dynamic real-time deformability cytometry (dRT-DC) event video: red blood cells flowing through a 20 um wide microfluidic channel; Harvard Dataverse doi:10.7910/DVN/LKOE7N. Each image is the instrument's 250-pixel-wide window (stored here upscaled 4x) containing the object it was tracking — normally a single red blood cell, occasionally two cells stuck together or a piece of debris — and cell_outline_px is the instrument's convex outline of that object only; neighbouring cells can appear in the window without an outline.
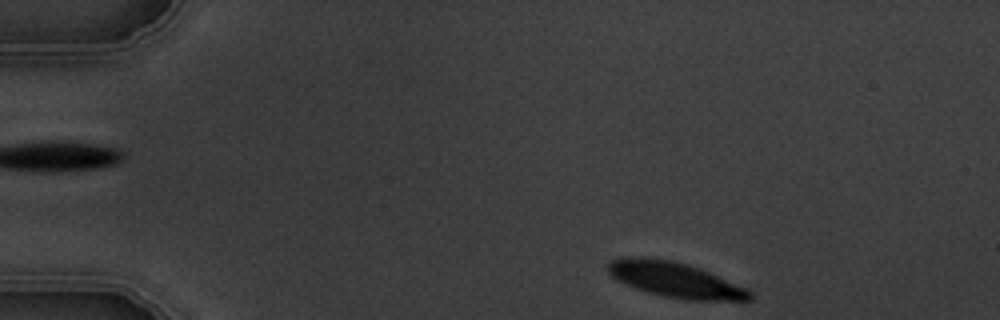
{"species": "common noctule bat (a hibernating species)", "species_latin": "Nyctalus noctula", "temperature_condition": "warm", "stored_images_in_passage": 5, "segment_of_instrument_passage": [2, 2], "camera_frame_rate_fps": 3000, "um_per_image_px": 0.085, "animal": {"sex": "male", "body_mass_g": 19.5, "forearm_length_mm": 54.6}, "frame": {"image": 1, "passage_image": 5, "time_ms": 5.333, "image_size_px": [1000, 320], "cell_outline_px": [[752, 300], [684, 300], [664, 296], [648, 292], [624, 284], [616, 280], [608, 272], [608, 264], [612, 260], [624, 256], [644, 256], [668, 260], [700, 268], [748, 288], [752, 292]], "centroid_in_image_um": [57.38, 23.78], "position_along_channel_um": 27.6, "area_um2": 29.13}}